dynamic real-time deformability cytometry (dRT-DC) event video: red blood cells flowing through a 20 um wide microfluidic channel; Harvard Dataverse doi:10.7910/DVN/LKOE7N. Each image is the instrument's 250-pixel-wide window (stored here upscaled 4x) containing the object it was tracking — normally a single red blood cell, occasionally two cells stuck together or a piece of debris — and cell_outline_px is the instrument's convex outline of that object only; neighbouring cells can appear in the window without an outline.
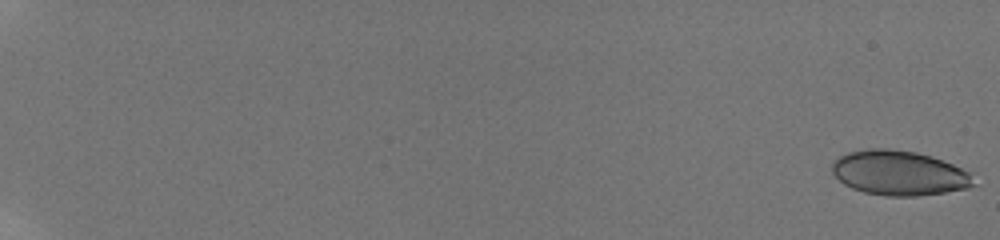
{"species": "human", "species_latin": "Homo sapiens", "temperature_condition": "room temperature", "stored_images_in_passage": 40, "camera_frame_rate_fps": 3000, "um_per_image_px": 0.085, "donor": {"sex": "male"}, "frame": {"image": 1, "passage_image": 1, "time_ms": 0.0, "image_size_px": [1000, 240], "cell_outline_px": [[980, 184], [968, 188], [944, 192], [916, 196], [888, 196], [864, 192], [852, 188], [844, 184], [832, 172], [832, 160], [848, 152], [868, 148], [884, 148], [916, 152], [932, 156], [952, 164], [968, 172]], "centroid_in_image_um": [76.43, 14.7], "position_along_channel_um": 8.6, "area_um2": 36.99}}
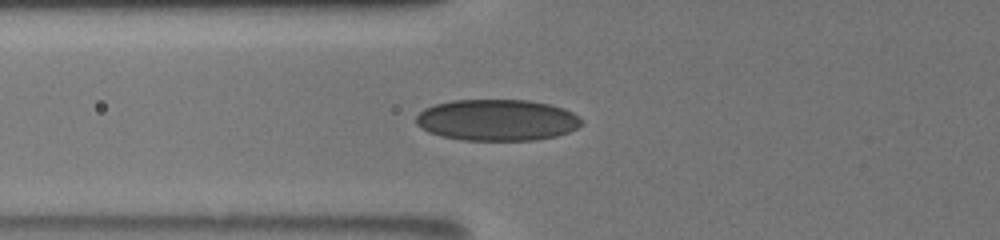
{"frame": {"image": 2, "passage_image": 30, "time_ms": 8.333, "image_size_px": [1000, 240], "cell_outline_px": [[584, 124], [568, 132], [556, 136], [536, 140], [460, 140], [440, 136], [428, 132], [420, 128], [416, 124], [416, 116], [424, 108], [436, 104], [452, 100], [528, 100], [548, 104], [564, 108], [580, 116]], "centroid_in_image_um": [42.25, 10.21], "position_along_channel_um": 83.6, "area_um2": 40.17}}
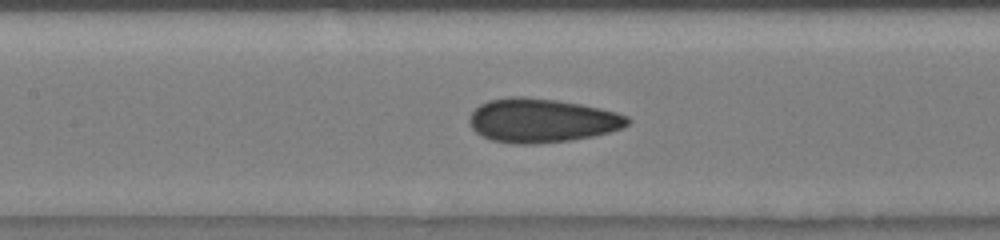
{"frame": {"image": 3, "passage_image": 37, "time_ms": 10.333, "image_size_px": [1000, 240], "cell_outline_px": [[632, 120], [624, 128], [592, 136], [572, 140], [536, 144], [516, 144], [492, 140], [480, 136], [472, 128], [468, 120], [472, 112], [480, 104], [488, 100], [508, 96], [524, 96], [556, 100], [580, 104], [600, 108], [616, 112], [628, 116]], "centroid_in_image_um": [46.04, 10.24], "position_along_channel_um": 161.4, "area_um2": 40.75}}